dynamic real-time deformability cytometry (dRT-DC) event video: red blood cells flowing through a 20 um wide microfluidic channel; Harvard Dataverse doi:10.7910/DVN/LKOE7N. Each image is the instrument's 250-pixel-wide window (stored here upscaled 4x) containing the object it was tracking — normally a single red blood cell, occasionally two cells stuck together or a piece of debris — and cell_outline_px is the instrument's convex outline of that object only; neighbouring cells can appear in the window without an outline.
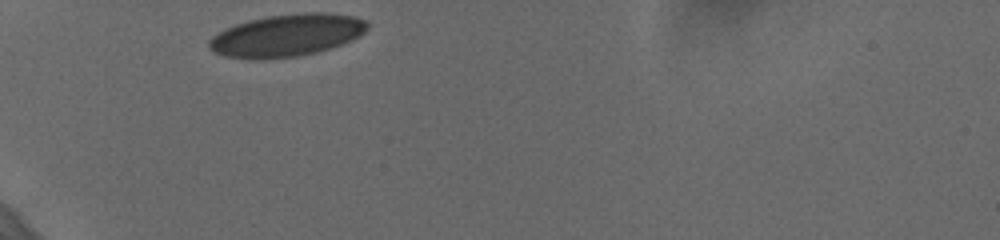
{"species": "human", "species_latin": "Homo sapiens", "temperature_condition": "cold", "stored_images_in_passage": 30, "camera_frame_rate_fps": 3000, "um_per_image_px": 0.085, "donor": {"sex": "female"}, "frame": {"image": 1, "passage_image": 1, "time_ms": 0.0, "image_size_px": [1000, 240], "cell_outline_px": [[368, 28], [360, 36], [352, 40], [316, 52], [296, 56], [264, 60], [256, 60], [224, 56], [212, 52], [208, 48], [208, 40], [216, 32], [236, 24], [248, 20], [268, 16], [304, 12], [328, 12], [352, 16], [364, 20], [368, 24]], "centroid_in_image_um": [24.32, 3.01], "position_along_channel_um": 60.7, "area_um2": 39.25}}
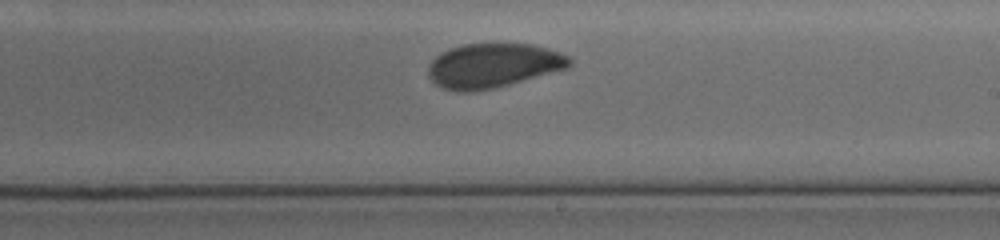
{"frame": {"image": 2, "passage_image": 18, "time_ms": 5.667, "image_size_px": [1000, 240], "cell_outline_px": [[572, 64], [564, 68], [508, 84], [492, 88], [468, 92], [460, 92], [444, 88], [436, 84], [428, 76], [428, 64], [440, 52], [464, 44], [532, 44], [560, 52], [568, 56], [572, 60]], "centroid_in_image_um": [41.86, 5.56], "position_along_channel_um": 247.1, "area_um2": 35.95}}
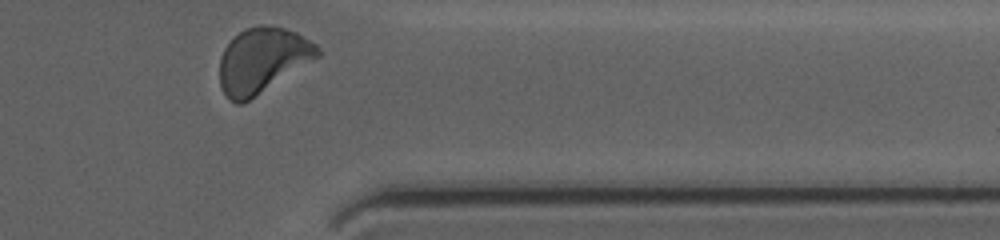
{"frame": {"image": 3, "passage_image": 30, "time_ms": 9.667, "image_size_px": [1000, 240], "cell_outline_px": [[320, 56], [244, 104], [236, 104], [228, 100], [220, 88], [220, 60], [224, 48], [240, 32], [248, 28], [260, 24], [264, 24], [284, 28], [296, 32], [316, 44], [320, 48]], "centroid_in_image_um": [22.3, 5.15], "position_along_channel_um": 389.1, "area_um2": 37.22}, "authors_computed_cell_mechanics": {"area_um2": 37.3388, "velocity_mm_per_s": 3.6243, "shape_relaxation_time_tau1_ms": 4.1925, "shape_relaxation_time_tau2_ms": 1.5906, "deformation_change_tau1": 0.0939, "deformation_change_tau2": 0.0561}}